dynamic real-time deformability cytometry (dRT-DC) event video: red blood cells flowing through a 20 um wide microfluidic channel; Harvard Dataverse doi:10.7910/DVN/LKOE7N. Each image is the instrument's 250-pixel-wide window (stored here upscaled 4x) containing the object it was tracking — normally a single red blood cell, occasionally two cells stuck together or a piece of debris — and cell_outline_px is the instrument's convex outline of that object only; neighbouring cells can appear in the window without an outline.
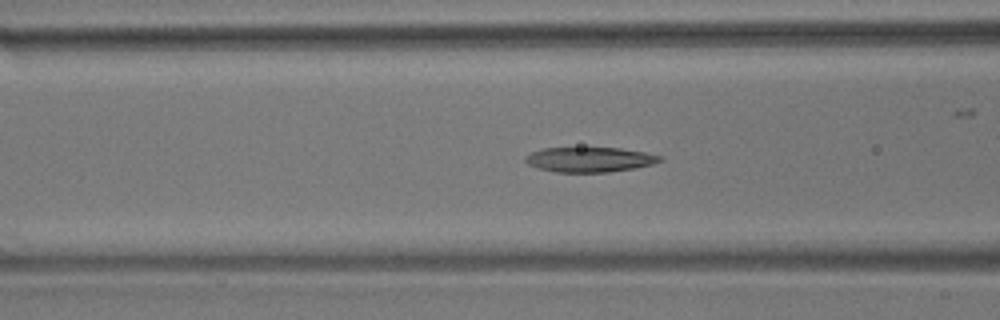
{"species": "common noctule bat (a hibernating species)", "species_latin": "Nyctalus noctula", "temperature_condition": "room temperature", "stored_images_in_passage": 10, "segment_of_instrument_passage": [2, 2], "camera_frame_rate_fps": 3000, "um_per_image_px": 0.085, "animal": {"sex": "male", "body_mass_g": 17.9}, "frame": {"image": 1, "passage_image": 10, "time_ms": 12.333, "image_size_px": [1000, 320], "cell_outline_px": [[664, 160], [652, 164], [636, 168], [608, 172], [556, 172], [540, 168], [528, 164], [524, 160], [524, 156], [532, 152], [544, 148], [620, 148], [644, 152], [664, 156]], "centroid_in_image_um": [50.16, 13.56], "position_along_channel_um": 116.4, "area_um2": 19.54}}